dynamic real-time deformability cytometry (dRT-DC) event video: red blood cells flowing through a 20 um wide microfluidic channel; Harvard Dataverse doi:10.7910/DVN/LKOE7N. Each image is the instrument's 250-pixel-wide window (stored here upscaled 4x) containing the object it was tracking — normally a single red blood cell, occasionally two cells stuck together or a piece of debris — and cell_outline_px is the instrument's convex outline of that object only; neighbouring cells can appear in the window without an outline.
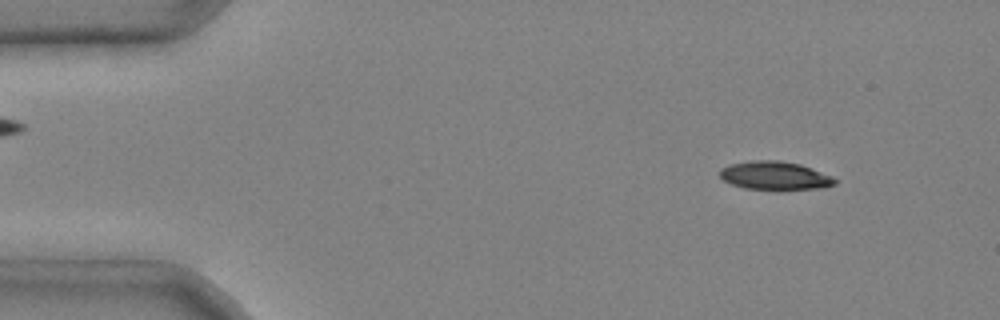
{"species": "common noctule bat (a hibernating species)", "species_latin": "Nyctalus noctula", "temperature_condition": "cold", "stored_images_in_passage": 4, "camera_frame_rate_fps": 3000, "um_per_image_px": 0.085, "animal": {"sex": "male", "body_mass_g": 20.4}, "frame": {"image": 1, "passage_image": 1, "time_ms": 0.0, "image_size_px": [1000, 320], "cell_outline_px": [[836, 184], [824, 188], [780, 192], [776, 192], [744, 188], [732, 184], [724, 180], [720, 176], [720, 168], [732, 164], [748, 160], [780, 160], [800, 164], [832, 176], [836, 180]], "centroid_in_image_um": [65.89, 14.97], "position_along_channel_um": 19.1, "area_um2": 19.83}}
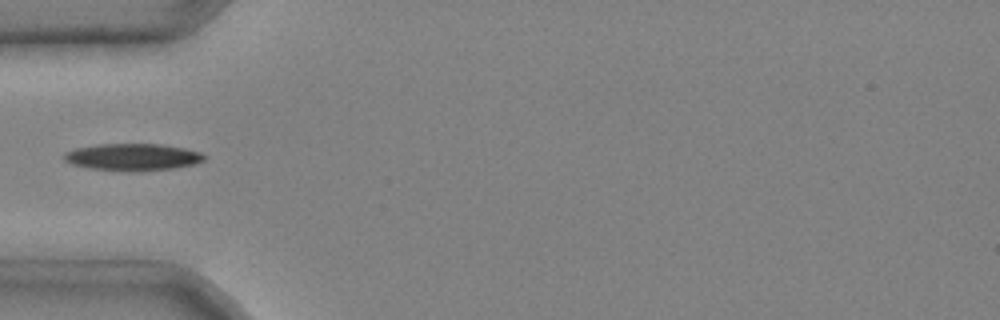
{"frame": {"image": 2, "passage_image": 4, "time_ms": 1.0, "image_size_px": [1000, 320], "cell_outline_px": [[208, 156], [204, 160], [196, 164], [172, 168], [140, 172], [136, 172], [88, 168], [72, 164], [64, 160], [64, 152], [76, 148], [100, 144], [160, 144], [184, 148], [200, 152]], "centroid_in_image_um": [11.3, 13.36], "position_along_channel_um": 73.7, "area_um2": 22.2}}